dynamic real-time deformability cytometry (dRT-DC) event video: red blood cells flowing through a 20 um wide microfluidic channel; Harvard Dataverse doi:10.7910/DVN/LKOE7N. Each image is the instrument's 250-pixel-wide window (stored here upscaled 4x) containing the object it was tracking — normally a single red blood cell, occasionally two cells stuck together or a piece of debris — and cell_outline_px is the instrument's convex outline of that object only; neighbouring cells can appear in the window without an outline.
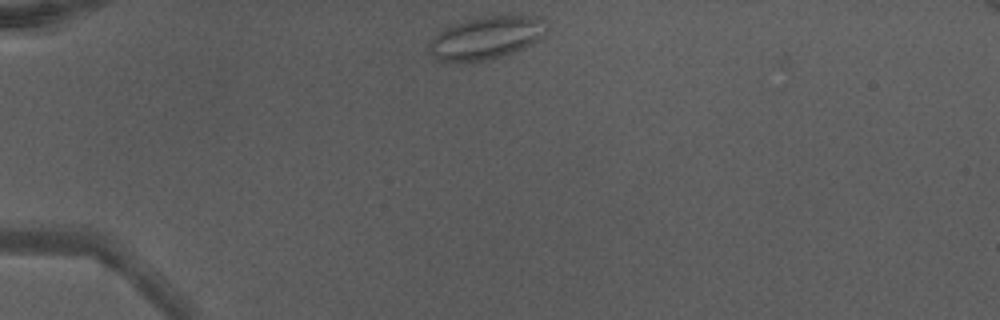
{"species": "Egyptian fruit bat (a non-hibernating species)", "species_latin": "Rousettus aegyptiacus", "temperature_condition": "warm", "stored_images_in_passage": 35, "camera_frame_rate_fps": 3000, "um_per_image_px": 0.085, "animal": {"sex": "male"}, "frame": {"image": 1, "passage_image": 1, "time_ms": 0.0, "image_size_px": [1000, 320], "cell_outline_px": [[548, 28], [544, 36], [532, 44], [512, 52], [476, 64], [452, 64], [436, 60], [432, 56], [428, 48], [428, 44], [440, 32], [452, 24], [476, 16], [512, 12], [544, 16]], "centroid_in_image_um": [41.38, 3.19], "position_along_channel_um": 43.6, "area_um2": 31.15}}
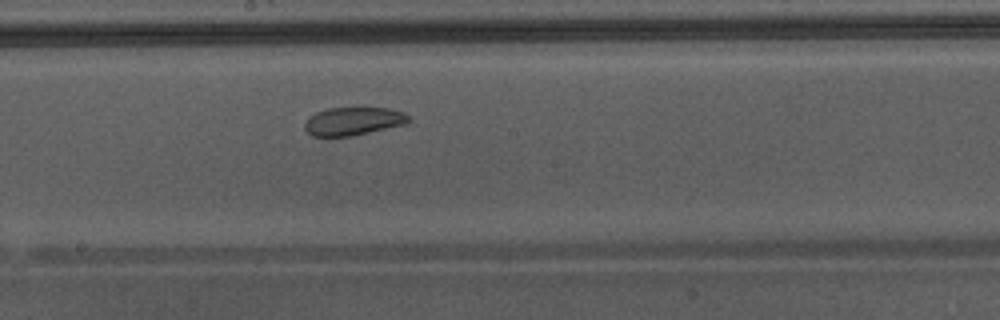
{"frame": {"image": 2, "passage_image": 16, "time_ms": 5.0, "image_size_px": [1000, 320], "cell_outline_px": [[412, 120], [408, 124], [352, 136], [312, 136], [304, 128], [304, 124], [308, 116], [316, 112], [328, 108], [360, 104], [388, 108], [404, 112]], "centroid_in_image_um": [30.07, 10.24], "position_along_channel_um": 218.1, "area_um2": 18.09}}
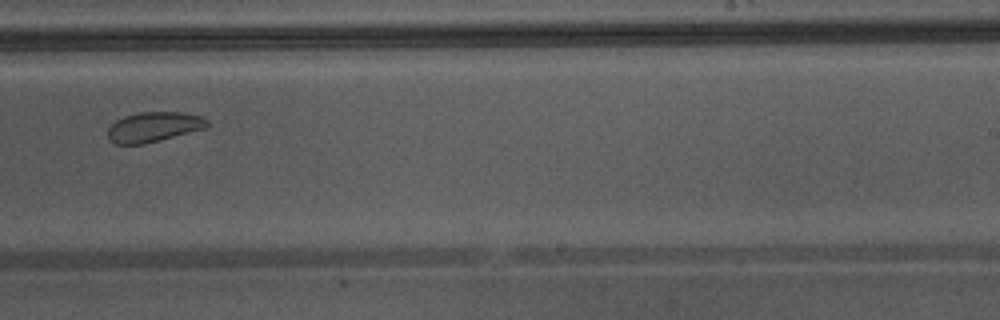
{"frame": {"image": 3, "passage_image": 20, "time_ms": 6.333, "image_size_px": [1000, 320], "cell_outline_px": [[208, 128], [144, 144], [116, 144], [108, 136], [108, 128], [116, 120], [124, 116], [140, 112], [184, 112], [200, 116], [208, 120]], "centroid_in_image_um": [13.1, 10.78], "position_along_channel_um": 275.9, "area_um2": 17.34}, "authors_computed_cell_mechanics": {"area_um2": 20.1144, "velocity_mm_per_s": 4.3389, "shape_relaxation_time_tau1_ms": null, "shape_relaxation_time_tau2_ms": 1.8434, "deformation_change_tau1": null, "deformation_change_tau2": 0.0742}}